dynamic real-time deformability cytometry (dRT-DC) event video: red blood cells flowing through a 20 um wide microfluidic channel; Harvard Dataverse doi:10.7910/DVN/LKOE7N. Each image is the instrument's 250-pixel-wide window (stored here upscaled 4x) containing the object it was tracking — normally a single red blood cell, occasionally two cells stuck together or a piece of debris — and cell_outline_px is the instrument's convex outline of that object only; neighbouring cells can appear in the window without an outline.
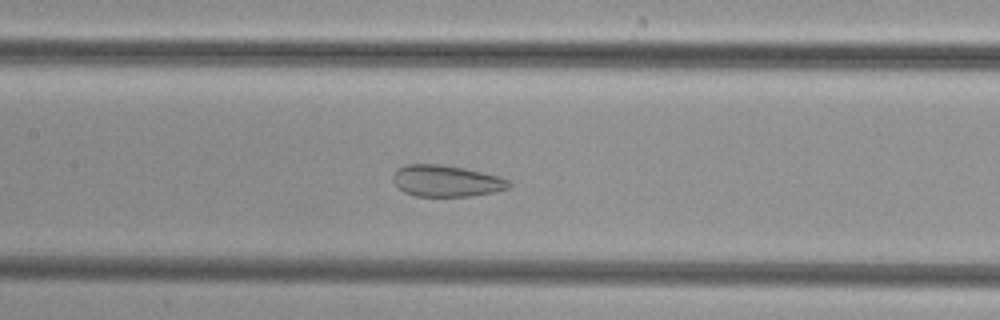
{"species": "common noctule bat (a hibernating species)", "species_latin": "Nyctalus noctula", "temperature_condition": "cold", "stored_images_in_passage": 47, "camera_frame_rate_fps": 3000, "um_per_image_px": 0.085, "animal": {"sex": "female", "body_mass_g": 29.2, "forearm_length_mm": 56.3}, "frame": {"image": 1, "passage_image": 20, "time_ms": 6.333, "image_size_px": [1000, 320], "cell_outline_px": [[512, 184], [508, 188], [496, 192], [472, 196], [416, 196], [404, 192], [392, 180], [392, 176], [396, 168], [404, 164], [440, 164], [464, 168], [500, 176], [508, 180]], "centroid_in_image_um": [37.93, 15.37], "position_along_channel_um": 169.5, "area_um2": 21.44}}
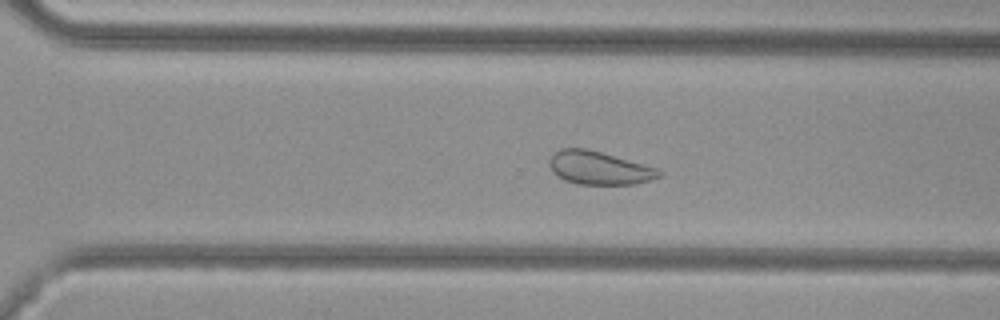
{"frame": {"image": 2, "passage_image": 31, "time_ms": 10.0, "image_size_px": [1000, 320], "cell_outline_px": [[664, 172], [660, 176], [652, 180], [636, 184], [576, 184], [564, 180], [556, 176], [552, 172], [548, 164], [548, 160], [552, 152], [560, 148], [588, 148], [656, 168]], "centroid_in_image_um": [50.86, 14.27], "position_along_channel_um": 319.7, "area_um2": 21.5}}
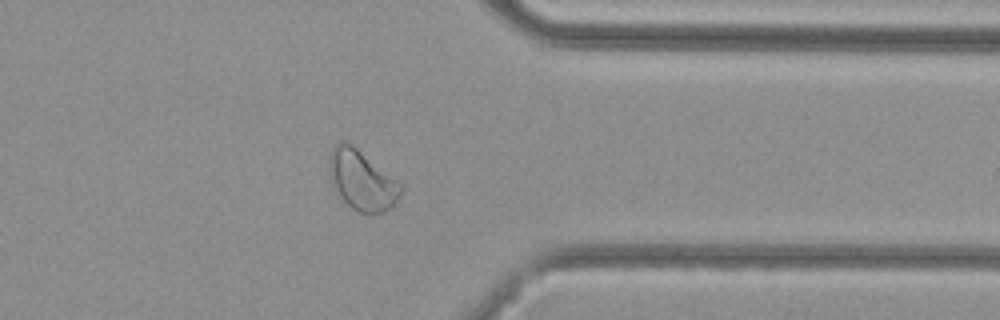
{"frame": {"image": 3, "passage_image": 36, "time_ms": 11.667, "image_size_px": [1000, 320], "cell_outline_px": [[404, 188], [392, 208], [384, 212], [356, 212], [340, 196], [332, 184], [328, 176], [328, 160], [332, 148], [340, 140], [344, 140], [352, 144], [404, 184]], "centroid_in_image_um": [30.77, 15.29], "position_along_channel_um": 380.6, "area_um2": 25.32}}